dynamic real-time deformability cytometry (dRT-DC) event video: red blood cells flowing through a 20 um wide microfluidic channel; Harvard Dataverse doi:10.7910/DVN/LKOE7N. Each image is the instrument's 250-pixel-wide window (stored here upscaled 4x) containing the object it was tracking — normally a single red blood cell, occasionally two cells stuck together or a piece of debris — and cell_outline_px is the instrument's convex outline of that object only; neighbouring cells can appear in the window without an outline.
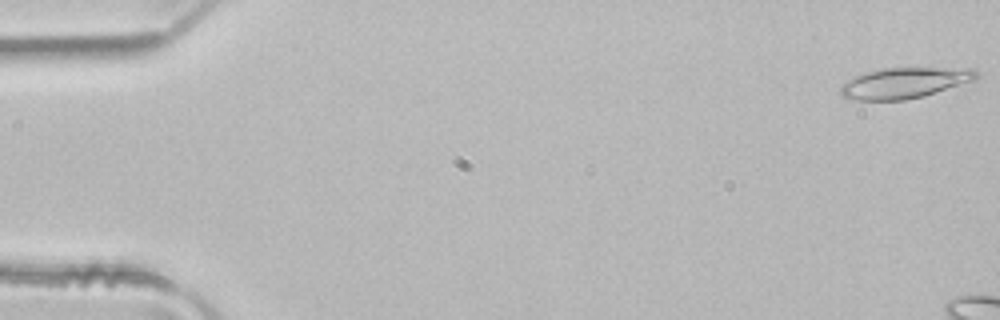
{"species": "common noctule bat (a hibernating species)", "species_latin": "Nyctalus noctula", "temperature_condition": "room temperature", "stored_images_in_passage": 4, "camera_frame_rate_fps": 3000, "um_per_image_px": 0.085, "animal": {"sex": "male", "body_mass_g": 21.5, "forearm_length_mm": 52.0}, "frame": {"image": 1, "passage_image": 1, "time_ms": 0.0, "image_size_px": [1000, 320], "cell_outline_px": [[980, 76], [976, 80], [924, 96], [904, 100], [856, 100], [844, 96], [840, 92], [840, 84], [852, 76], [864, 72], [884, 68], [972, 68]], "centroid_in_image_um": [76.87, 7.04], "position_along_channel_um": 8.1, "area_um2": 24.51}}
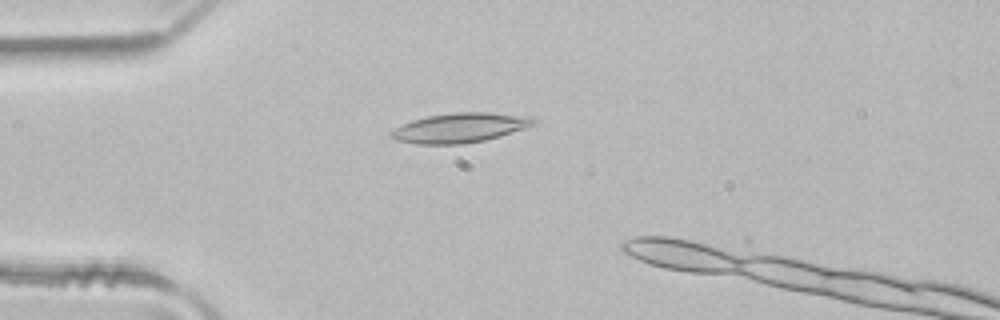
{"frame": {"image": 2, "passage_image": 3, "time_ms": 0.667, "image_size_px": [1000, 320], "cell_outline_px": [[536, 124], [500, 136], [484, 140], [464, 144], [416, 144], [396, 140], [388, 132], [412, 120], [428, 116], [456, 112], [488, 112], [532, 116], [536, 120]], "centroid_in_image_um": [39.12, 10.86], "position_along_channel_um": 45.9, "area_um2": 24.51}}